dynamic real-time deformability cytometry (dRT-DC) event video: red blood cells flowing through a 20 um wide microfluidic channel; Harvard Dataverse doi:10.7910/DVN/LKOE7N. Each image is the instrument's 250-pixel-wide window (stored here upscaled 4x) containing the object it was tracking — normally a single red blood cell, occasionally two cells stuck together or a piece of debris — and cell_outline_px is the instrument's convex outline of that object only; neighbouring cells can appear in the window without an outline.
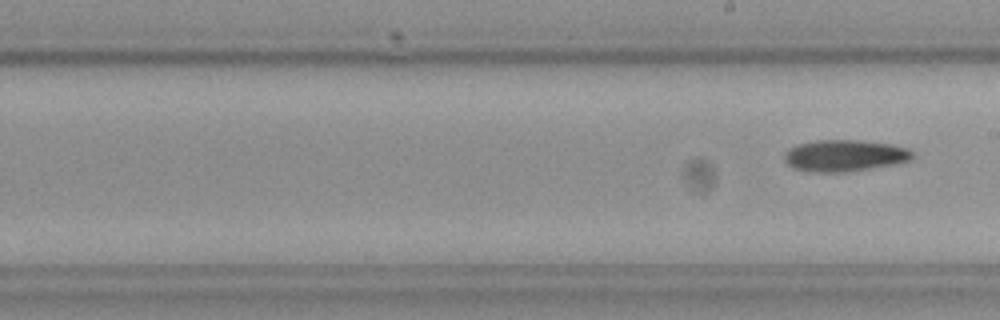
{"species": "Egyptian fruit bat (a non-hibernating species)", "species_latin": "Rousettus aegyptiacus", "temperature_condition": "cold", "stored_images_in_passage": 8, "camera_frame_rate_fps": 3000, "um_per_image_px": 0.085, "frame": {"image": 1, "passage_image": 8, "time_ms": 9.0, "image_size_px": [1000, 320], "cell_outline_px": [[916, 156], [912, 160], [892, 164], [868, 168], [840, 172], [820, 172], [792, 168], [784, 160], [784, 156], [788, 148], [796, 144], [816, 140], [856, 140], [892, 144], [908, 148], [916, 152]], "centroid_in_image_um": [71.82, 13.21], "position_along_channel_um": 217.2, "area_um2": 23.58}}